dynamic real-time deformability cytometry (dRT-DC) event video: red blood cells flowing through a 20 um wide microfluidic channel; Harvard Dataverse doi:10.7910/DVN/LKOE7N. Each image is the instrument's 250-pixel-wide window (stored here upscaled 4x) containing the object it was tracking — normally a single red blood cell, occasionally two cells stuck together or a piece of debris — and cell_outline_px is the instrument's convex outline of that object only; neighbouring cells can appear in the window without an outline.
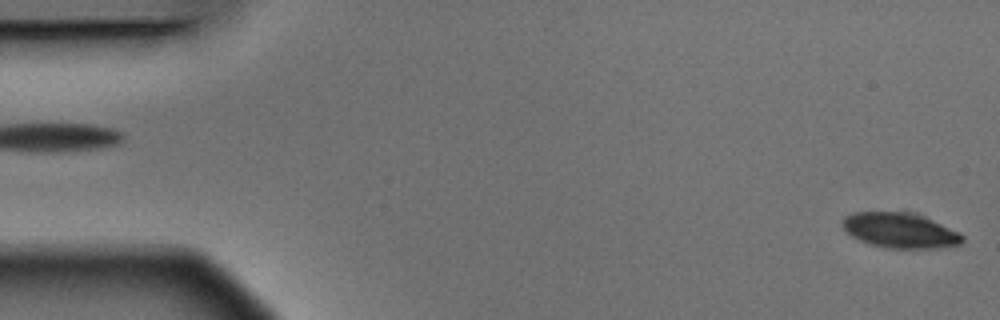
{"species": "Egyptian fruit bat (a non-hibernating species)", "species_latin": "Rousettus aegyptiacus", "temperature_condition": "warm", "stored_images_in_passage": 5, "segment_of_instrument_passage": [2, 2], "camera_frame_rate_fps": 3000, "um_per_image_px": 0.085, "animal": {"sex": "male"}, "frame": {"image": 1, "passage_image": 5, "time_ms": 1.333, "image_size_px": [1000, 320], "cell_outline_px": [[964, 240], [960, 244], [936, 248], [884, 248], [860, 240], [852, 236], [844, 228], [840, 220], [844, 216], [852, 212], [904, 212], [920, 216], [932, 220], [960, 232], [964, 236]], "centroid_in_image_um": [76.49, 19.59], "position_along_channel_um": 8.5, "area_um2": 24.33}}